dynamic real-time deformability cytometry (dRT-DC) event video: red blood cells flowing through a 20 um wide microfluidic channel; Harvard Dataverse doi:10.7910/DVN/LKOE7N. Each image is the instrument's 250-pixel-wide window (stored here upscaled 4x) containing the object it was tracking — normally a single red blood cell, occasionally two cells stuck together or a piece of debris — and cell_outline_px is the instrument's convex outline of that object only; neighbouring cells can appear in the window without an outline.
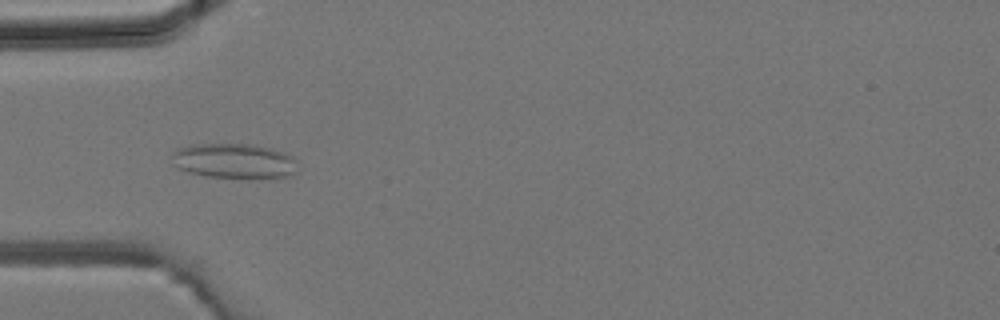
{"species": "common noctule bat (a hibernating species)", "species_latin": "Nyctalus noctula", "temperature_condition": "room temperature", "stored_images_in_passage": 11, "camera_frame_rate_fps": 3000, "um_per_image_px": 0.085, "animal": {"sex": "male", "body_mass_g": 19.2, "forearm_length_mm": 51.8}, "frame": {"image": 1, "passage_image": 4, "time_ms": 1.0, "image_size_px": [1000, 320], "cell_outline_px": [[296, 172], [284, 176], [208, 176], [188, 172], [172, 164], [172, 152], [176, 148], [192, 144], [248, 144], [272, 148], [292, 156], [296, 160]], "centroid_in_image_um": [19.83, 13.63], "position_along_channel_um": 65.2, "area_um2": 24.97}}